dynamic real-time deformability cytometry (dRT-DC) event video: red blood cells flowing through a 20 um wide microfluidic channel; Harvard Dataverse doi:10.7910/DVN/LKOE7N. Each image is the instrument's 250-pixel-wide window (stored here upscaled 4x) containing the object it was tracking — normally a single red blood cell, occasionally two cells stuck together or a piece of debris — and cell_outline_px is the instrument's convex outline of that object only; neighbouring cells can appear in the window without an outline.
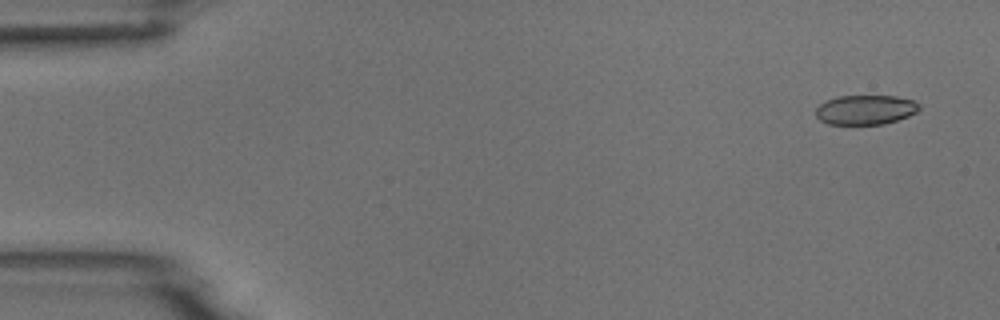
{"species": "common noctule bat (a hibernating species)", "species_latin": "Nyctalus noctula", "temperature_condition": "room temperature", "stored_images_in_passage": 6, "camera_frame_rate_fps": 3000, "um_per_image_px": 0.085, "animal": {"sex": "male", "body_mass_g": 18.8}, "frame": {"image": 1, "passage_image": 1, "time_ms": 0.0, "image_size_px": [1000, 320], "cell_outline_px": [[920, 108], [916, 112], [908, 116], [884, 124], [828, 124], [820, 120], [816, 116], [816, 108], [820, 104], [836, 96], [896, 96], [912, 100], [920, 104]], "centroid_in_image_um": [73.56, 9.33], "position_along_channel_um": 11.4, "area_um2": 17.74}}
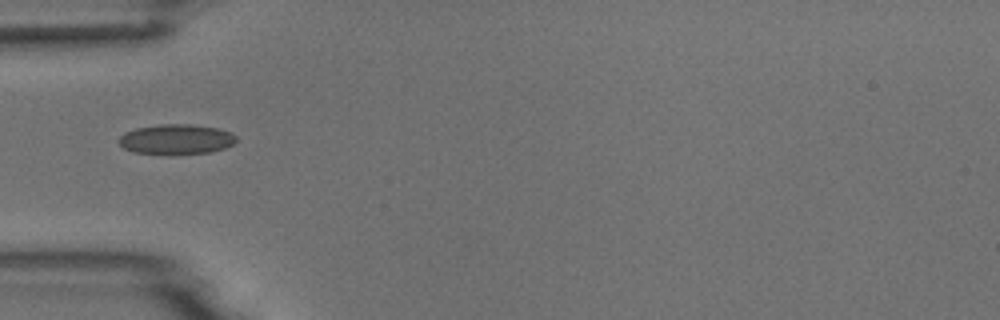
{"frame": {"image": 2, "passage_image": 4, "time_ms": 4.667, "image_size_px": [1000, 320], "cell_outline_px": [[236, 140], [232, 144], [224, 148], [212, 152], [172, 156], [168, 156], [136, 152], [124, 148], [120, 144], [120, 136], [124, 132], [136, 128], [160, 124], [192, 124], [220, 128], [232, 132], [236, 136]], "centroid_in_image_um": [15.01, 11.86], "position_along_channel_um": 70.0, "area_um2": 21.1}}